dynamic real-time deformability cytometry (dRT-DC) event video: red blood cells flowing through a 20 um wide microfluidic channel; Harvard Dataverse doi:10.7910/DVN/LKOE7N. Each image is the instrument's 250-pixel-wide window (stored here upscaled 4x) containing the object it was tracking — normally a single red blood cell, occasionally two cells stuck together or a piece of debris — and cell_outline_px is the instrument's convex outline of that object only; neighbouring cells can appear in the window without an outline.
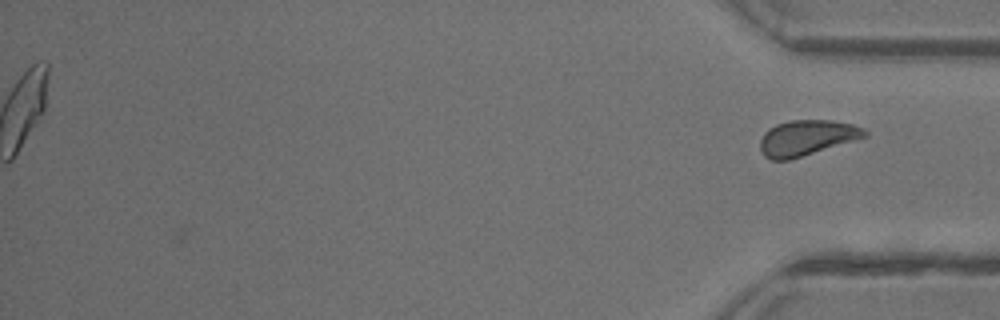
{"species": "common noctule bat (a hibernating species)", "species_latin": "Nyctalus noctula", "temperature_condition": "warm", "stored_images_in_passage": 52, "segment_of_instrument_passage": [2, 2], "camera_frame_rate_fps": 3000, "um_per_image_px": 0.085, "animal": {"sex": "female"}, "frame": {"image": 1, "passage_image": 52, "time_ms": 17.0, "image_size_px": [1000, 320], "cell_outline_px": [[868, 136], [788, 160], [772, 160], [764, 156], [760, 148], [760, 140], [764, 132], [768, 128], [776, 124], [792, 120], [832, 120], [852, 124], [864, 128], [868, 132]], "centroid_in_image_um": [68.56, 11.7], "position_along_channel_um": 366.6, "area_um2": 21.5}}